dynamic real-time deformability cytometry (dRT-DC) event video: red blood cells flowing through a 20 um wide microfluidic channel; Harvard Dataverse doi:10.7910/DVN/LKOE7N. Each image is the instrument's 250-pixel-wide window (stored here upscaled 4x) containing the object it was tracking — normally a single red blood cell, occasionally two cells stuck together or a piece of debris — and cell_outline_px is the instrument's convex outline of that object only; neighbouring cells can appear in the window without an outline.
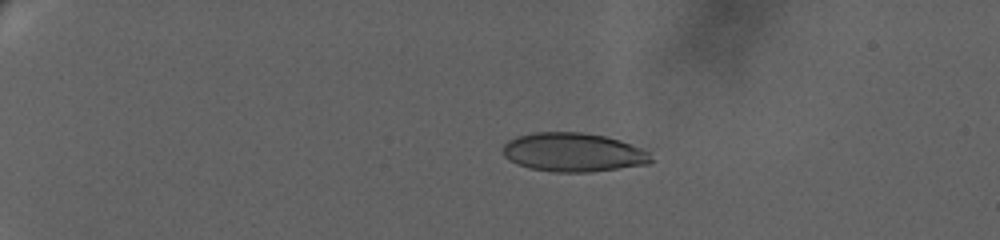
{"species": "human", "species_latin": "Homo sapiens", "temperature_condition": "warm", "stored_images_in_passage": 45, "camera_frame_rate_fps": 3000, "um_per_image_px": 0.085, "donor": {"sex": "female"}, "frame": {"image": 1, "passage_image": 1, "time_ms": 0.0, "image_size_px": [1000, 240], "cell_outline_px": [[652, 160], [648, 164], [588, 172], [556, 172], [528, 168], [504, 156], [504, 144], [508, 140], [516, 136], [532, 132], [584, 132], [604, 136], [620, 140], [640, 148], [648, 152]], "centroid_in_image_um": [48.71, 12.93], "position_along_channel_um": 36.3, "area_um2": 33.29}}
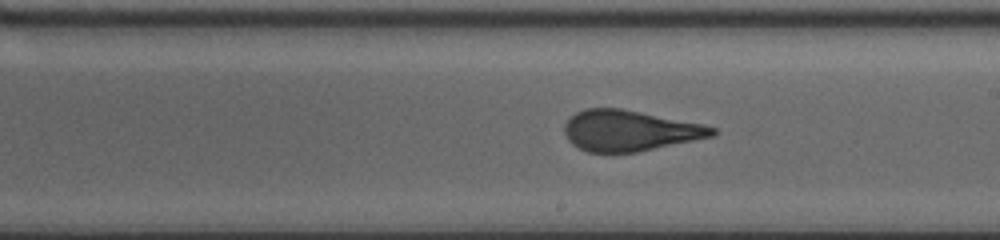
{"frame": {"image": 2, "passage_image": 25, "time_ms": 9.333, "image_size_px": [1000, 240], "cell_outline_px": [[720, 132], [716, 136], [636, 152], [588, 152], [572, 144], [568, 140], [564, 132], [564, 124], [576, 112], [584, 108], [620, 108], [704, 124], [716, 128]], "centroid_in_image_um": [53.55, 11.1], "position_along_channel_um": 235.4, "area_um2": 35.2}}
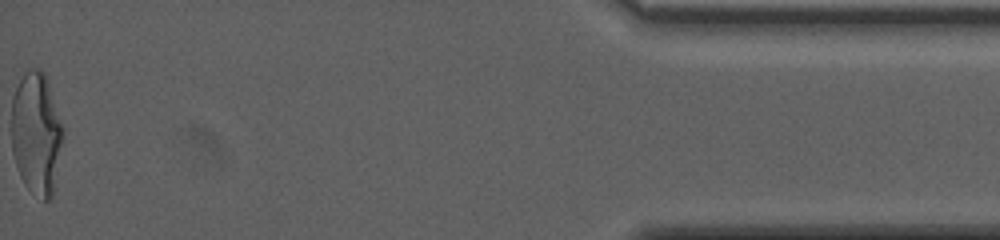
{"frame": {"image": 3, "passage_image": 45, "time_ms": 17.667, "image_size_px": [1000, 240], "cell_outline_px": [[64, 136], [52, 200], [44, 200], [28, 188], [24, 184], [20, 176], [12, 152], [12, 96], [24, 72], [28, 68], [40, 68], [44, 72], [64, 128]], "centroid_in_image_um": [3.11, 11.34], "position_along_channel_um": 432.1, "area_um2": 36.93}, "authors_computed_cell_mechanics": {"area_um2": 35.7204, "velocity_mm_per_s": 3.1801, "shape_relaxation_time_tau1_ms": 9.9398, "shape_relaxation_time_tau2_ms": 0.8807, "deformation_change_tau1": 0.2788, "deformation_change_tau2": 0.0835}}